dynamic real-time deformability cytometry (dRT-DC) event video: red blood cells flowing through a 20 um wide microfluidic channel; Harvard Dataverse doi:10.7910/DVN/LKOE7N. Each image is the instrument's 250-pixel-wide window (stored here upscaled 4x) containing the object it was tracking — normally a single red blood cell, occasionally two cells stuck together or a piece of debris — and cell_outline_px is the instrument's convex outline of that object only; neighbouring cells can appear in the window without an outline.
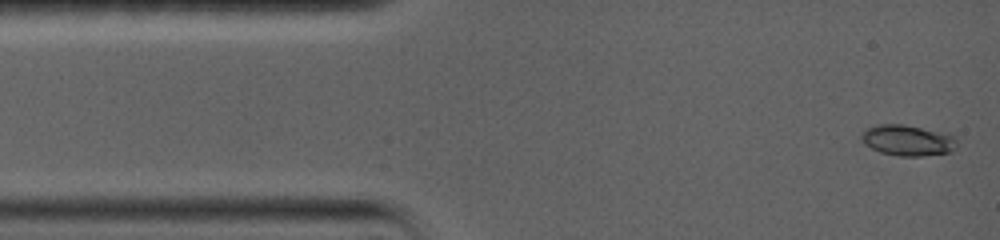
{"species": "common noctule bat (a hibernating species)", "species_latin": "Nyctalus noctula", "temperature_condition": "warm", "stored_images_in_passage": 47, "camera_frame_rate_fps": 5000, "um_per_image_px": 0.085, "animal": {"sex": "female", "body_mass_g": 19.0, "forearm_length_mm": 56.7}, "frame": {"image": 1, "passage_image": 1, "time_ms": 0.0, "image_size_px": [1000, 240], "cell_outline_px": [[956, 148], [952, 152], [924, 156], [896, 156], [880, 152], [864, 144], [860, 140], [860, 132], [864, 128], [876, 124], [904, 124], [948, 132], [956, 136]], "centroid_in_image_um": [77.15, 11.91], "position_along_channel_um": 7.9, "area_um2": 17.86}}
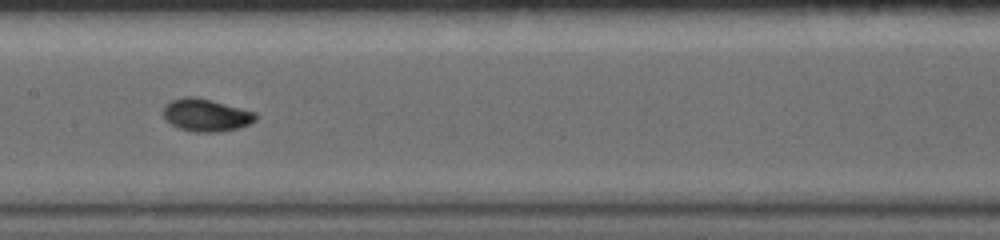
{"frame": {"image": 2, "passage_image": 19, "time_ms": 6.8, "image_size_px": [1000, 240], "cell_outline_px": [[256, 120], [240, 128], [216, 132], [196, 132], [180, 128], [172, 124], [160, 112], [164, 104], [172, 100], [184, 96], [196, 96], [212, 100], [256, 112]], "centroid_in_image_um": [17.49, 9.76], "position_along_channel_um": 189.9, "area_um2": 17.63}}
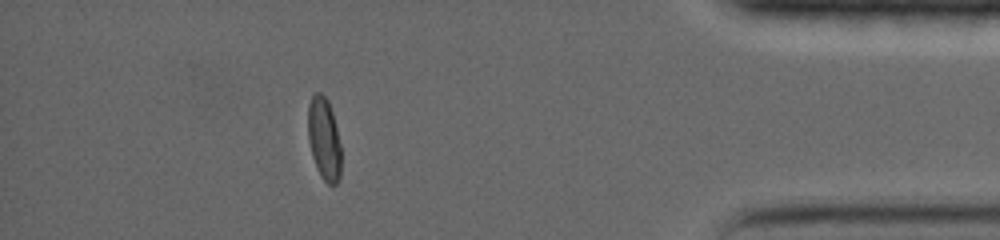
{"frame": {"image": 3, "passage_image": 36, "time_ms": 13.8, "image_size_px": [1000, 240], "cell_outline_px": [[340, 176], [336, 184], [328, 184], [320, 176], [312, 156], [308, 140], [308, 104], [312, 96], [316, 92], [320, 92], [328, 100], [332, 112], [340, 144]], "centroid_in_image_um": [27.53, 11.8], "position_along_channel_um": 407.7, "area_um2": 15.84}, "authors_computed_cell_mechanics": {"area_um2": 16.3574, "velocity_mm_per_s": 3.7611, "shape_relaxation_time_tau1_ms": 4.3475, "shape_relaxation_time_tau2_ms": 1.1326, "deformation_change_tau1": 0.1772, "deformation_change_tau2": 0.0322}}